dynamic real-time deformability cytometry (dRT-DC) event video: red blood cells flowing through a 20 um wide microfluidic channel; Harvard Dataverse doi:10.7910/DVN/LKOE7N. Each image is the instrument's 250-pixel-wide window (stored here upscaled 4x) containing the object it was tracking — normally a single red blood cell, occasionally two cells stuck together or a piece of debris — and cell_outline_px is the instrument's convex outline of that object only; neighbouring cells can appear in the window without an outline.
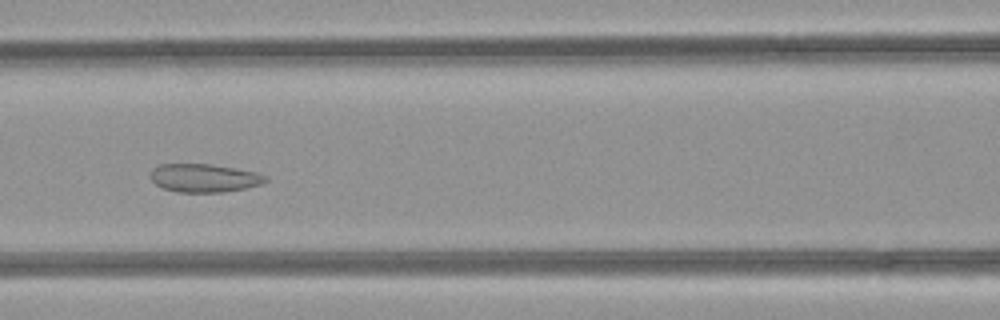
{"species": "common noctule bat (a hibernating species)", "species_latin": "Nyctalus noctula", "temperature_condition": "room temperature", "stored_images_in_passage": 48, "camera_frame_rate_fps": 3000, "um_per_image_px": 0.085, "animal": {"sex": "female", "body_mass_g": 21.9}, "frame": {"image": 1, "passage_image": 21, "time_ms": 6.667, "image_size_px": [1000, 320], "cell_outline_px": [[268, 180], [260, 184], [244, 188], [220, 192], [176, 192], [164, 188], [156, 184], [148, 176], [152, 168], [160, 164], [212, 164], [236, 168], [256, 172], [268, 176]], "centroid_in_image_um": [17.33, 15.12], "position_along_channel_um": 149.3, "area_um2": 19.02}}
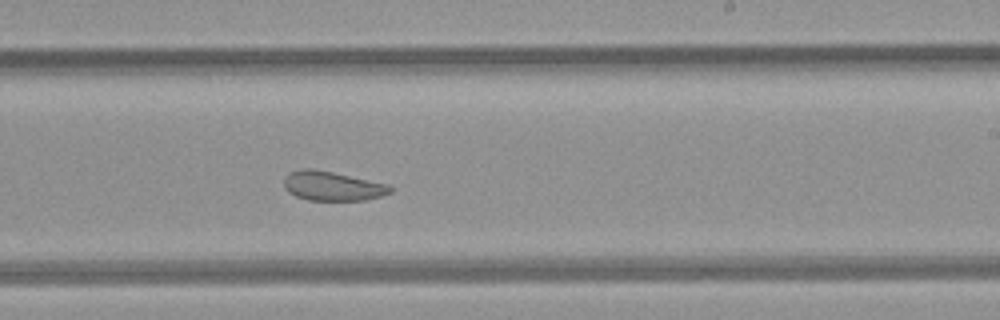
{"frame": {"image": 2, "passage_image": 29, "time_ms": 9.333, "image_size_px": [1000, 320], "cell_outline_px": [[392, 192], [380, 196], [364, 200], [308, 200], [296, 196], [288, 192], [284, 184], [284, 176], [288, 172], [304, 168], [312, 168], [332, 172], [388, 184], [392, 188]], "centroid_in_image_um": [28.22, 15.8], "position_along_channel_um": 260.8, "area_um2": 18.09}}
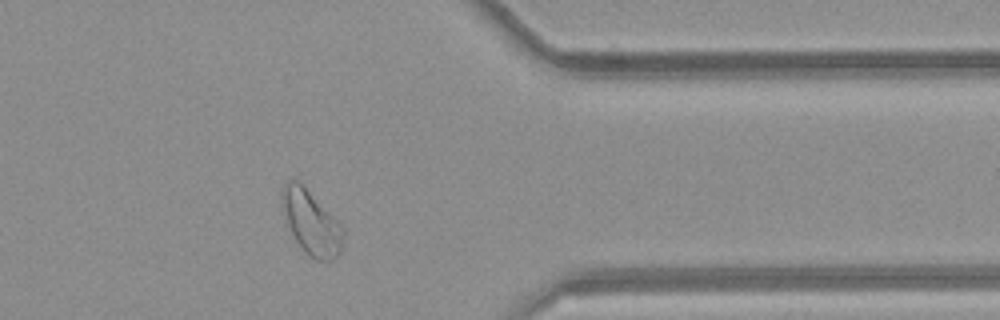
{"frame": {"image": 3, "passage_image": 39, "time_ms": 12.667, "image_size_px": [1000, 320], "cell_outline_px": [[344, 236], [340, 252], [332, 260], [312, 260], [304, 252], [296, 240], [288, 224], [280, 192], [284, 184], [288, 180], [300, 180], [344, 228]], "centroid_in_image_um": [26.47, 18.9], "position_along_channel_um": 384.9, "area_um2": 22.72}, "authors_computed_cell_mechanics": {"area_um2": 23.5535, "velocity_mm_per_s": 4.1979, "shape_relaxation_time_tau1_ms": null, "shape_relaxation_time_tau2_ms": 1.1396, "deformation_change_tau1": null, "deformation_change_tau2": 0.071}}